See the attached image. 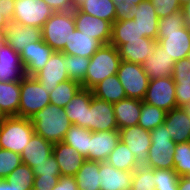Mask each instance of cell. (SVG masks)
Masks as SVG:
<instances>
[{
  "label": "cell",
  "mask_w": 190,
  "mask_h": 190,
  "mask_svg": "<svg viewBox=\"0 0 190 190\" xmlns=\"http://www.w3.org/2000/svg\"><path fill=\"white\" fill-rule=\"evenodd\" d=\"M6 43L17 53H21L24 46L42 39V30L37 27L23 26L10 21L5 29Z\"/></svg>",
  "instance_id": "d6986e66"
},
{
  "label": "cell",
  "mask_w": 190,
  "mask_h": 190,
  "mask_svg": "<svg viewBox=\"0 0 190 190\" xmlns=\"http://www.w3.org/2000/svg\"><path fill=\"white\" fill-rule=\"evenodd\" d=\"M92 131L81 126L72 125L66 132L62 142L72 146L76 152L88 159V150Z\"/></svg>",
  "instance_id": "e575fe53"
},
{
  "label": "cell",
  "mask_w": 190,
  "mask_h": 190,
  "mask_svg": "<svg viewBox=\"0 0 190 190\" xmlns=\"http://www.w3.org/2000/svg\"><path fill=\"white\" fill-rule=\"evenodd\" d=\"M0 190H30L28 187L11 185L6 179H0Z\"/></svg>",
  "instance_id": "db71d44e"
},
{
  "label": "cell",
  "mask_w": 190,
  "mask_h": 190,
  "mask_svg": "<svg viewBox=\"0 0 190 190\" xmlns=\"http://www.w3.org/2000/svg\"><path fill=\"white\" fill-rule=\"evenodd\" d=\"M6 44L5 31H0V48Z\"/></svg>",
  "instance_id": "91938a15"
},
{
  "label": "cell",
  "mask_w": 190,
  "mask_h": 190,
  "mask_svg": "<svg viewBox=\"0 0 190 190\" xmlns=\"http://www.w3.org/2000/svg\"><path fill=\"white\" fill-rule=\"evenodd\" d=\"M92 95L91 89L81 88L70 103L64 107L66 116L72 125L87 129L88 107L90 106Z\"/></svg>",
  "instance_id": "d4e9b609"
},
{
  "label": "cell",
  "mask_w": 190,
  "mask_h": 190,
  "mask_svg": "<svg viewBox=\"0 0 190 190\" xmlns=\"http://www.w3.org/2000/svg\"><path fill=\"white\" fill-rule=\"evenodd\" d=\"M19 117L31 118L50 104V96L34 76L25 75L20 83Z\"/></svg>",
  "instance_id": "8992f818"
},
{
  "label": "cell",
  "mask_w": 190,
  "mask_h": 190,
  "mask_svg": "<svg viewBox=\"0 0 190 190\" xmlns=\"http://www.w3.org/2000/svg\"><path fill=\"white\" fill-rule=\"evenodd\" d=\"M34 177L33 169L22 163L9 174L6 180L11 185L31 189L34 186Z\"/></svg>",
  "instance_id": "b9f144b4"
},
{
  "label": "cell",
  "mask_w": 190,
  "mask_h": 190,
  "mask_svg": "<svg viewBox=\"0 0 190 190\" xmlns=\"http://www.w3.org/2000/svg\"><path fill=\"white\" fill-rule=\"evenodd\" d=\"M83 3L84 0H72L73 10L78 9Z\"/></svg>",
  "instance_id": "680465c9"
},
{
  "label": "cell",
  "mask_w": 190,
  "mask_h": 190,
  "mask_svg": "<svg viewBox=\"0 0 190 190\" xmlns=\"http://www.w3.org/2000/svg\"><path fill=\"white\" fill-rule=\"evenodd\" d=\"M30 190H48V189L36 188V187L33 186Z\"/></svg>",
  "instance_id": "be15d7a7"
},
{
  "label": "cell",
  "mask_w": 190,
  "mask_h": 190,
  "mask_svg": "<svg viewBox=\"0 0 190 190\" xmlns=\"http://www.w3.org/2000/svg\"><path fill=\"white\" fill-rule=\"evenodd\" d=\"M172 78L175 85H190V61L187 58L175 62Z\"/></svg>",
  "instance_id": "bcb514c9"
},
{
  "label": "cell",
  "mask_w": 190,
  "mask_h": 190,
  "mask_svg": "<svg viewBox=\"0 0 190 190\" xmlns=\"http://www.w3.org/2000/svg\"><path fill=\"white\" fill-rule=\"evenodd\" d=\"M34 77L48 94H50L59 83L69 80L70 78L65 65V54L62 52H54L42 70L37 72Z\"/></svg>",
  "instance_id": "4fadbf2b"
},
{
  "label": "cell",
  "mask_w": 190,
  "mask_h": 190,
  "mask_svg": "<svg viewBox=\"0 0 190 190\" xmlns=\"http://www.w3.org/2000/svg\"><path fill=\"white\" fill-rule=\"evenodd\" d=\"M25 69L20 53L7 43L0 48V81L3 83L21 82Z\"/></svg>",
  "instance_id": "ac0fdd59"
},
{
  "label": "cell",
  "mask_w": 190,
  "mask_h": 190,
  "mask_svg": "<svg viewBox=\"0 0 190 190\" xmlns=\"http://www.w3.org/2000/svg\"><path fill=\"white\" fill-rule=\"evenodd\" d=\"M91 90L93 96L112 104L127 98L117 74L107 77L94 86Z\"/></svg>",
  "instance_id": "1f68e13d"
},
{
  "label": "cell",
  "mask_w": 190,
  "mask_h": 190,
  "mask_svg": "<svg viewBox=\"0 0 190 190\" xmlns=\"http://www.w3.org/2000/svg\"><path fill=\"white\" fill-rule=\"evenodd\" d=\"M14 1L3 0L0 2V12L9 22L13 21Z\"/></svg>",
  "instance_id": "f5cc1de1"
},
{
  "label": "cell",
  "mask_w": 190,
  "mask_h": 190,
  "mask_svg": "<svg viewBox=\"0 0 190 190\" xmlns=\"http://www.w3.org/2000/svg\"><path fill=\"white\" fill-rule=\"evenodd\" d=\"M154 169L138 166L133 171L131 190H155Z\"/></svg>",
  "instance_id": "60d3db41"
},
{
  "label": "cell",
  "mask_w": 190,
  "mask_h": 190,
  "mask_svg": "<svg viewBox=\"0 0 190 190\" xmlns=\"http://www.w3.org/2000/svg\"><path fill=\"white\" fill-rule=\"evenodd\" d=\"M119 142V130L92 132L88 150V160L106 162L109 154L115 149Z\"/></svg>",
  "instance_id": "e0dca14e"
},
{
  "label": "cell",
  "mask_w": 190,
  "mask_h": 190,
  "mask_svg": "<svg viewBox=\"0 0 190 190\" xmlns=\"http://www.w3.org/2000/svg\"><path fill=\"white\" fill-rule=\"evenodd\" d=\"M177 108L190 103V85H175Z\"/></svg>",
  "instance_id": "681fc988"
},
{
  "label": "cell",
  "mask_w": 190,
  "mask_h": 190,
  "mask_svg": "<svg viewBox=\"0 0 190 190\" xmlns=\"http://www.w3.org/2000/svg\"><path fill=\"white\" fill-rule=\"evenodd\" d=\"M75 27L93 38L99 40L103 45L110 44L112 24L104 19L94 17L90 14L74 10Z\"/></svg>",
  "instance_id": "9a60e30c"
},
{
  "label": "cell",
  "mask_w": 190,
  "mask_h": 190,
  "mask_svg": "<svg viewBox=\"0 0 190 190\" xmlns=\"http://www.w3.org/2000/svg\"><path fill=\"white\" fill-rule=\"evenodd\" d=\"M81 88V83L72 79L61 82L50 92V103L64 108Z\"/></svg>",
  "instance_id": "8d00e7d4"
},
{
  "label": "cell",
  "mask_w": 190,
  "mask_h": 190,
  "mask_svg": "<svg viewBox=\"0 0 190 190\" xmlns=\"http://www.w3.org/2000/svg\"><path fill=\"white\" fill-rule=\"evenodd\" d=\"M187 59L190 61V53L188 54V57H187Z\"/></svg>",
  "instance_id": "003e7915"
},
{
  "label": "cell",
  "mask_w": 190,
  "mask_h": 190,
  "mask_svg": "<svg viewBox=\"0 0 190 190\" xmlns=\"http://www.w3.org/2000/svg\"><path fill=\"white\" fill-rule=\"evenodd\" d=\"M166 111L142 101L138 124L145 130H153L164 123Z\"/></svg>",
  "instance_id": "74e56055"
},
{
  "label": "cell",
  "mask_w": 190,
  "mask_h": 190,
  "mask_svg": "<svg viewBox=\"0 0 190 190\" xmlns=\"http://www.w3.org/2000/svg\"><path fill=\"white\" fill-rule=\"evenodd\" d=\"M30 118L6 116L0 120V146L21 155L34 134Z\"/></svg>",
  "instance_id": "3957f363"
},
{
  "label": "cell",
  "mask_w": 190,
  "mask_h": 190,
  "mask_svg": "<svg viewBox=\"0 0 190 190\" xmlns=\"http://www.w3.org/2000/svg\"><path fill=\"white\" fill-rule=\"evenodd\" d=\"M130 17L138 25L143 37L157 41L159 18L151 0H143L138 5L131 6Z\"/></svg>",
  "instance_id": "2e32d148"
},
{
  "label": "cell",
  "mask_w": 190,
  "mask_h": 190,
  "mask_svg": "<svg viewBox=\"0 0 190 190\" xmlns=\"http://www.w3.org/2000/svg\"><path fill=\"white\" fill-rule=\"evenodd\" d=\"M54 12L73 11L72 0H43Z\"/></svg>",
  "instance_id": "816d5d0a"
},
{
  "label": "cell",
  "mask_w": 190,
  "mask_h": 190,
  "mask_svg": "<svg viewBox=\"0 0 190 190\" xmlns=\"http://www.w3.org/2000/svg\"><path fill=\"white\" fill-rule=\"evenodd\" d=\"M175 82L172 76L149 80L144 102L168 112L177 108Z\"/></svg>",
  "instance_id": "9c48e42d"
},
{
  "label": "cell",
  "mask_w": 190,
  "mask_h": 190,
  "mask_svg": "<svg viewBox=\"0 0 190 190\" xmlns=\"http://www.w3.org/2000/svg\"><path fill=\"white\" fill-rule=\"evenodd\" d=\"M100 162L86 159L74 176L79 190H100Z\"/></svg>",
  "instance_id": "d6a6232c"
},
{
  "label": "cell",
  "mask_w": 190,
  "mask_h": 190,
  "mask_svg": "<svg viewBox=\"0 0 190 190\" xmlns=\"http://www.w3.org/2000/svg\"><path fill=\"white\" fill-rule=\"evenodd\" d=\"M117 76L126 97L143 100L148 89L149 78L142 64L121 61Z\"/></svg>",
  "instance_id": "ba28073f"
},
{
  "label": "cell",
  "mask_w": 190,
  "mask_h": 190,
  "mask_svg": "<svg viewBox=\"0 0 190 190\" xmlns=\"http://www.w3.org/2000/svg\"><path fill=\"white\" fill-rule=\"evenodd\" d=\"M157 42L174 62L185 59L190 53V29L184 26L178 30L158 31Z\"/></svg>",
  "instance_id": "8fae6325"
},
{
  "label": "cell",
  "mask_w": 190,
  "mask_h": 190,
  "mask_svg": "<svg viewBox=\"0 0 190 190\" xmlns=\"http://www.w3.org/2000/svg\"><path fill=\"white\" fill-rule=\"evenodd\" d=\"M54 50L47 45L43 39L29 43L24 46L21 53V61L25 69V75L34 76L42 70L49 58L54 54Z\"/></svg>",
  "instance_id": "5bb4252c"
},
{
  "label": "cell",
  "mask_w": 190,
  "mask_h": 190,
  "mask_svg": "<svg viewBox=\"0 0 190 190\" xmlns=\"http://www.w3.org/2000/svg\"><path fill=\"white\" fill-rule=\"evenodd\" d=\"M54 10L43 0H15L13 21L42 29Z\"/></svg>",
  "instance_id": "52a82bcc"
},
{
  "label": "cell",
  "mask_w": 190,
  "mask_h": 190,
  "mask_svg": "<svg viewBox=\"0 0 190 190\" xmlns=\"http://www.w3.org/2000/svg\"><path fill=\"white\" fill-rule=\"evenodd\" d=\"M158 18L167 17L173 12L182 9L178 0H151Z\"/></svg>",
  "instance_id": "7dc6e473"
},
{
  "label": "cell",
  "mask_w": 190,
  "mask_h": 190,
  "mask_svg": "<svg viewBox=\"0 0 190 190\" xmlns=\"http://www.w3.org/2000/svg\"><path fill=\"white\" fill-rule=\"evenodd\" d=\"M157 41L149 37H141V40L128 41L119 48V55L123 61L143 64L154 52Z\"/></svg>",
  "instance_id": "7402d4cb"
},
{
  "label": "cell",
  "mask_w": 190,
  "mask_h": 190,
  "mask_svg": "<svg viewBox=\"0 0 190 190\" xmlns=\"http://www.w3.org/2000/svg\"><path fill=\"white\" fill-rule=\"evenodd\" d=\"M9 21L0 12V31H5Z\"/></svg>",
  "instance_id": "6f0895ef"
},
{
  "label": "cell",
  "mask_w": 190,
  "mask_h": 190,
  "mask_svg": "<svg viewBox=\"0 0 190 190\" xmlns=\"http://www.w3.org/2000/svg\"><path fill=\"white\" fill-rule=\"evenodd\" d=\"M187 114V116L190 118V103L184 105L183 107H181Z\"/></svg>",
  "instance_id": "94428289"
},
{
  "label": "cell",
  "mask_w": 190,
  "mask_h": 190,
  "mask_svg": "<svg viewBox=\"0 0 190 190\" xmlns=\"http://www.w3.org/2000/svg\"><path fill=\"white\" fill-rule=\"evenodd\" d=\"M87 129L92 132L118 130L113 104L92 95Z\"/></svg>",
  "instance_id": "30bf717a"
},
{
  "label": "cell",
  "mask_w": 190,
  "mask_h": 190,
  "mask_svg": "<svg viewBox=\"0 0 190 190\" xmlns=\"http://www.w3.org/2000/svg\"><path fill=\"white\" fill-rule=\"evenodd\" d=\"M143 0H113L116 21H124L130 19V8L131 6L138 5Z\"/></svg>",
  "instance_id": "c3c4849f"
},
{
  "label": "cell",
  "mask_w": 190,
  "mask_h": 190,
  "mask_svg": "<svg viewBox=\"0 0 190 190\" xmlns=\"http://www.w3.org/2000/svg\"><path fill=\"white\" fill-rule=\"evenodd\" d=\"M90 58L65 55V65L70 79L82 82L85 79Z\"/></svg>",
  "instance_id": "ab89813d"
},
{
  "label": "cell",
  "mask_w": 190,
  "mask_h": 190,
  "mask_svg": "<svg viewBox=\"0 0 190 190\" xmlns=\"http://www.w3.org/2000/svg\"><path fill=\"white\" fill-rule=\"evenodd\" d=\"M185 26H186L188 29H190V24H185Z\"/></svg>",
  "instance_id": "03108f58"
},
{
  "label": "cell",
  "mask_w": 190,
  "mask_h": 190,
  "mask_svg": "<svg viewBox=\"0 0 190 190\" xmlns=\"http://www.w3.org/2000/svg\"><path fill=\"white\" fill-rule=\"evenodd\" d=\"M175 62L157 43L154 52L144 61L142 67L150 80L173 75Z\"/></svg>",
  "instance_id": "603a6c76"
},
{
  "label": "cell",
  "mask_w": 190,
  "mask_h": 190,
  "mask_svg": "<svg viewBox=\"0 0 190 190\" xmlns=\"http://www.w3.org/2000/svg\"><path fill=\"white\" fill-rule=\"evenodd\" d=\"M79 11L109 21H116V11L113 0H84Z\"/></svg>",
  "instance_id": "836d02e7"
},
{
  "label": "cell",
  "mask_w": 190,
  "mask_h": 190,
  "mask_svg": "<svg viewBox=\"0 0 190 190\" xmlns=\"http://www.w3.org/2000/svg\"><path fill=\"white\" fill-rule=\"evenodd\" d=\"M120 141L134 154L137 163L144 166L148 159V150L152 144L149 130L139 125L128 126L119 130Z\"/></svg>",
  "instance_id": "7c38bea8"
},
{
  "label": "cell",
  "mask_w": 190,
  "mask_h": 190,
  "mask_svg": "<svg viewBox=\"0 0 190 190\" xmlns=\"http://www.w3.org/2000/svg\"><path fill=\"white\" fill-rule=\"evenodd\" d=\"M6 117L1 111H0V120Z\"/></svg>",
  "instance_id": "e7e4bbea"
},
{
  "label": "cell",
  "mask_w": 190,
  "mask_h": 190,
  "mask_svg": "<svg viewBox=\"0 0 190 190\" xmlns=\"http://www.w3.org/2000/svg\"><path fill=\"white\" fill-rule=\"evenodd\" d=\"M106 162L116 169L124 171H134L138 166H140L131 150L121 141L109 154Z\"/></svg>",
  "instance_id": "d590c367"
},
{
  "label": "cell",
  "mask_w": 190,
  "mask_h": 190,
  "mask_svg": "<svg viewBox=\"0 0 190 190\" xmlns=\"http://www.w3.org/2000/svg\"><path fill=\"white\" fill-rule=\"evenodd\" d=\"M75 29L74 10L55 12L41 29L42 39L55 52H62Z\"/></svg>",
  "instance_id": "277c9868"
},
{
  "label": "cell",
  "mask_w": 190,
  "mask_h": 190,
  "mask_svg": "<svg viewBox=\"0 0 190 190\" xmlns=\"http://www.w3.org/2000/svg\"><path fill=\"white\" fill-rule=\"evenodd\" d=\"M51 190H79L75 177L61 176Z\"/></svg>",
  "instance_id": "f907efd6"
},
{
  "label": "cell",
  "mask_w": 190,
  "mask_h": 190,
  "mask_svg": "<svg viewBox=\"0 0 190 190\" xmlns=\"http://www.w3.org/2000/svg\"><path fill=\"white\" fill-rule=\"evenodd\" d=\"M53 145L42 136L34 133L21 153L22 163L33 169L36 164L45 162L52 155Z\"/></svg>",
  "instance_id": "4316f807"
},
{
  "label": "cell",
  "mask_w": 190,
  "mask_h": 190,
  "mask_svg": "<svg viewBox=\"0 0 190 190\" xmlns=\"http://www.w3.org/2000/svg\"><path fill=\"white\" fill-rule=\"evenodd\" d=\"M165 126L175 144L190 141V118L182 108H175L166 113Z\"/></svg>",
  "instance_id": "484cf974"
},
{
  "label": "cell",
  "mask_w": 190,
  "mask_h": 190,
  "mask_svg": "<svg viewBox=\"0 0 190 190\" xmlns=\"http://www.w3.org/2000/svg\"><path fill=\"white\" fill-rule=\"evenodd\" d=\"M184 26L185 18L182 9H180L167 17L159 18L158 31L178 30Z\"/></svg>",
  "instance_id": "f6af8a7d"
},
{
  "label": "cell",
  "mask_w": 190,
  "mask_h": 190,
  "mask_svg": "<svg viewBox=\"0 0 190 190\" xmlns=\"http://www.w3.org/2000/svg\"><path fill=\"white\" fill-rule=\"evenodd\" d=\"M178 190H190V176H180Z\"/></svg>",
  "instance_id": "11a10c76"
},
{
  "label": "cell",
  "mask_w": 190,
  "mask_h": 190,
  "mask_svg": "<svg viewBox=\"0 0 190 190\" xmlns=\"http://www.w3.org/2000/svg\"><path fill=\"white\" fill-rule=\"evenodd\" d=\"M150 135L152 144L148 150L149 159L144 166L153 169H173L175 141L170 138L165 124L151 130Z\"/></svg>",
  "instance_id": "5b68a950"
},
{
  "label": "cell",
  "mask_w": 190,
  "mask_h": 190,
  "mask_svg": "<svg viewBox=\"0 0 190 190\" xmlns=\"http://www.w3.org/2000/svg\"><path fill=\"white\" fill-rule=\"evenodd\" d=\"M173 170L180 176H190V141L175 144Z\"/></svg>",
  "instance_id": "f35d334b"
},
{
  "label": "cell",
  "mask_w": 190,
  "mask_h": 190,
  "mask_svg": "<svg viewBox=\"0 0 190 190\" xmlns=\"http://www.w3.org/2000/svg\"><path fill=\"white\" fill-rule=\"evenodd\" d=\"M182 11L185 18V24H190V2L182 6Z\"/></svg>",
  "instance_id": "9f6ffc18"
},
{
  "label": "cell",
  "mask_w": 190,
  "mask_h": 190,
  "mask_svg": "<svg viewBox=\"0 0 190 190\" xmlns=\"http://www.w3.org/2000/svg\"><path fill=\"white\" fill-rule=\"evenodd\" d=\"M180 5L183 6L185 5L186 3L190 2V0H178Z\"/></svg>",
  "instance_id": "6125c7cd"
},
{
  "label": "cell",
  "mask_w": 190,
  "mask_h": 190,
  "mask_svg": "<svg viewBox=\"0 0 190 190\" xmlns=\"http://www.w3.org/2000/svg\"><path fill=\"white\" fill-rule=\"evenodd\" d=\"M121 61L115 46L102 45L90 58L85 79L81 82L82 88L92 89L107 77L117 74Z\"/></svg>",
  "instance_id": "7a4b0ae2"
},
{
  "label": "cell",
  "mask_w": 190,
  "mask_h": 190,
  "mask_svg": "<svg viewBox=\"0 0 190 190\" xmlns=\"http://www.w3.org/2000/svg\"><path fill=\"white\" fill-rule=\"evenodd\" d=\"M20 164H22L20 154L10 150L0 149V179H6Z\"/></svg>",
  "instance_id": "ee69618b"
},
{
  "label": "cell",
  "mask_w": 190,
  "mask_h": 190,
  "mask_svg": "<svg viewBox=\"0 0 190 190\" xmlns=\"http://www.w3.org/2000/svg\"><path fill=\"white\" fill-rule=\"evenodd\" d=\"M142 101L134 98H125L113 104L118 130L138 124Z\"/></svg>",
  "instance_id": "83f0119b"
},
{
  "label": "cell",
  "mask_w": 190,
  "mask_h": 190,
  "mask_svg": "<svg viewBox=\"0 0 190 190\" xmlns=\"http://www.w3.org/2000/svg\"><path fill=\"white\" fill-rule=\"evenodd\" d=\"M155 190H178L179 176L173 169H154Z\"/></svg>",
  "instance_id": "7bdbcfd3"
},
{
  "label": "cell",
  "mask_w": 190,
  "mask_h": 190,
  "mask_svg": "<svg viewBox=\"0 0 190 190\" xmlns=\"http://www.w3.org/2000/svg\"><path fill=\"white\" fill-rule=\"evenodd\" d=\"M100 190H131L133 171L116 169L100 162Z\"/></svg>",
  "instance_id": "44dd1931"
},
{
  "label": "cell",
  "mask_w": 190,
  "mask_h": 190,
  "mask_svg": "<svg viewBox=\"0 0 190 190\" xmlns=\"http://www.w3.org/2000/svg\"><path fill=\"white\" fill-rule=\"evenodd\" d=\"M20 83L0 81V111L5 116H19Z\"/></svg>",
  "instance_id": "4dcf8cb0"
},
{
  "label": "cell",
  "mask_w": 190,
  "mask_h": 190,
  "mask_svg": "<svg viewBox=\"0 0 190 190\" xmlns=\"http://www.w3.org/2000/svg\"><path fill=\"white\" fill-rule=\"evenodd\" d=\"M33 172L35 176L34 187L36 188L51 190L61 177L59 165L53 154L45 162L36 164Z\"/></svg>",
  "instance_id": "f1b7e54d"
},
{
  "label": "cell",
  "mask_w": 190,
  "mask_h": 190,
  "mask_svg": "<svg viewBox=\"0 0 190 190\" xmlns=\"http://www.w3.org/2000/svg\"><path fill=\"white\" fill-rule=\"evenodd\" d=\"M102 45L96 38L75 29L71 33L69 41L66 42L62 53L65 55L91 58Z\"/></svg>",
  "instance_id": "cb8c5ba5"
},
{
  "label": "cell",
  "mask_w": 190,
  "mask_h": 190,
  "mask_svg": "<svg viewBox=\"0 0 190 190\" xmlns=\"http://www.w3.org/2000/svg\"><path fill=\"white\" fill-rule=\"evenodd\" d=\"M141 37H143V34H141L133 18L115 21L112 24L110 44L117 49L128 41L141 40Z\"/></svg>",
  "instance_id": "f546056e"
},
{
  "label": "cell",
  "mask_w": 190,
  "mask_h": 190,
  "mask_svg": "<svg viewBox=\"0 0 190 190\" xmlns=\"http://www.w3.org/2000/svg\"><path fill=\"white\" fill-rule=\"evenodd\" d=\"M52 154L59 165L61 176L74 177L86 160L72 146L64 142L55 143Z\"/></svg>",
  "instance_id": "ffe728a7"
},
{
  "label": "cell",
  "mask_w": 190,
  "mask_h": 190,
  "mask_svg": "<svg viewBox=\"0 0 190 190\" xmlns=\"http://www.w3.org/2000/svg\"><path fill=\"white\" fill-rule=\"evenodd\" d=\"M30 121L34 126L35 134L53 144L62 142L66 132L72 126L64 108L51 103L32 115Z\"/></svg>",
  "instance_id": "6da1fadb"
}]
</instances>
